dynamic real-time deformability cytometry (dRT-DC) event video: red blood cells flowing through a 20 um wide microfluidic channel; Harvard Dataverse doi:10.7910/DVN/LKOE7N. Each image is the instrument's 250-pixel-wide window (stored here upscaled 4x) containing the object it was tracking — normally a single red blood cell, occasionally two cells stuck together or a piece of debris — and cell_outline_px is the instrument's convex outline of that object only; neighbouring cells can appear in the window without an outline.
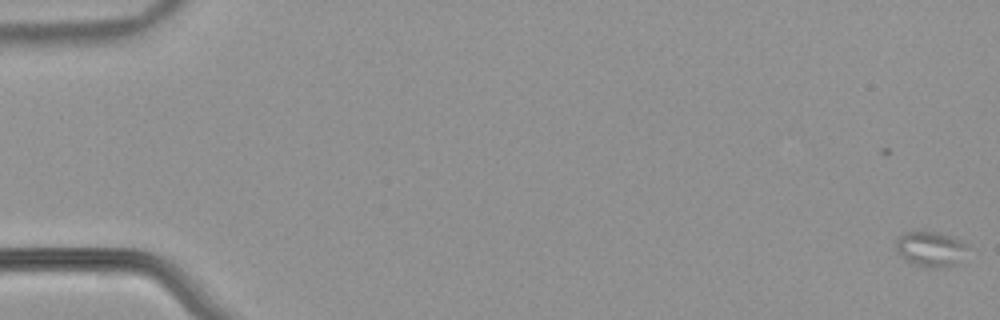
{"species": "common noctule bat (a hibernating species)", "species_latin": "Nyctalus noctula", "temperature_condition": "warm", "stored_images_in_passage": 2, "camera_frame_rate_fps": 3000, "um_per_image_px": 0.085, "animal": {"sex": "male", "body_mass_g": 21.5, "forearm_length_mm": 52.0}, "frame": {"image": 1, "passage_image": 2, "time_ms": 0.333, "image_size_px": [1000, 320], "cell_outline_px": [[968, 248], [956, 264], [948, 268], [924, 268], [912, 264], [896, 248], [896, 236], [904, 232], [936, 232], [952, 236], [968, 244]], "centroid_in_image_um": [79.12, 21.17], "position_along_channel_um": 5.9, "area_um2": 14.74}}